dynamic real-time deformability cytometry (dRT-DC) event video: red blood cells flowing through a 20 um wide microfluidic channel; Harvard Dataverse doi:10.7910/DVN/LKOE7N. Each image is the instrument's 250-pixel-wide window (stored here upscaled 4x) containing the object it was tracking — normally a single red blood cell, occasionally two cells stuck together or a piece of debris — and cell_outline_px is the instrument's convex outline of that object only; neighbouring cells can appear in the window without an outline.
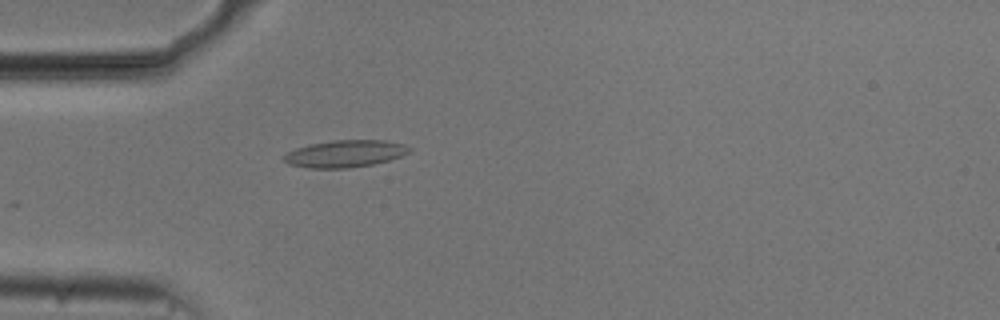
{"species": "common noctule bat (a hibernating species)", "species_latin": "Nyctalus noctula", "temperature_condition": "cold", "stored_images_in_passage": 17, "camera_frame_rate_fps": 3000, "um_per_image_px": 0.085, "animal": {"sex": "male", "body_mass_g": 20.5, "forearm_length_mm": 52.5}, "frame": {"image": 1, "passage_image": 3, "time_ms": 0.667, "image_size_px": [1000, 320], "cell_outline_px": [[412, 148], [408, 152], [400, 156], [388, 160], [372, 164], [348, 168], [308, 168], [288, 164], [280, 156], [296, 148], [308, 144], [332, 140], [384, 140], [404, 144]], "centroid_in_image_um": [29.28, 13.06], "position_along_channel_um": 55.7, "area_um2": 19.83}}
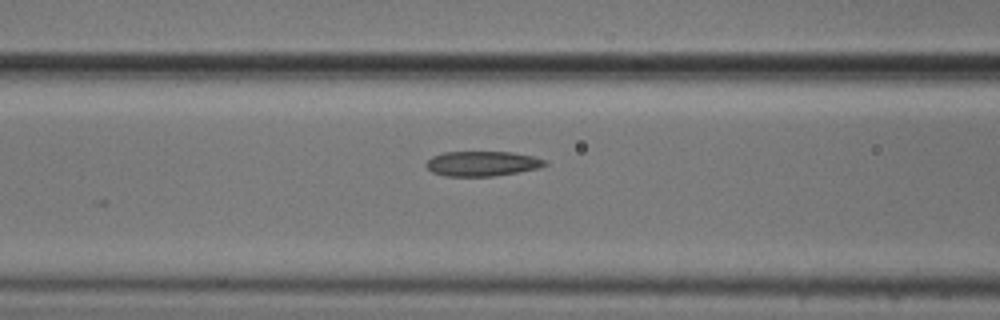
{"frame": {"image": 2, "passage_image": 9, "time_ms": 2.667, "image_size_px": [1000, 320], "cell_outline_px": [[548, 164], [540, 168], [520, 172], [492, 176], [444, 176], [432, 172], [424, 164], [432, 156], [444, 152], [512, 152], [532, 156], [548, 160]], "centroid_in_image_um": [41.01, 13.91], "position_along_channel_um": 125.6, "area_um2": 17.4}}
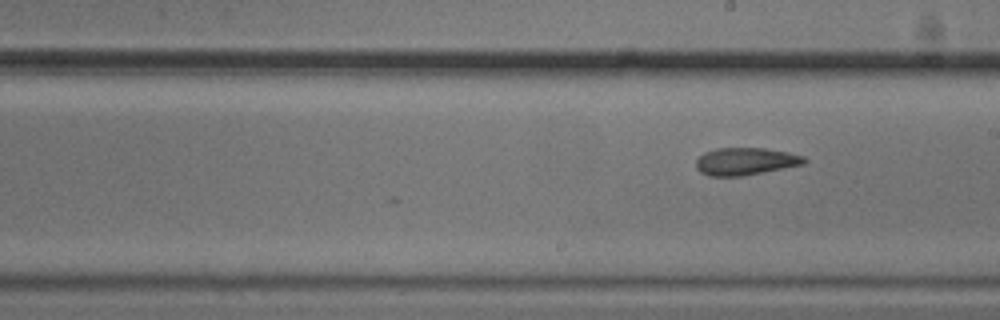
{"frame": {"image": 3, "passage_image": 17, "time_ms": 5.333, "image_size_px": [1000, 320], "cell_outline_px": [[808, 160], [804, 164], [744, 176], [708, 176], [700, 172], [696, 168], [696, 160], [704, 152], [716, 148], [764, 148], [788, 152], [804, 156]], "centroid_in_image_um": [63.36, 13.72], "position_along_channel_um": 225.6, "area_um2": 17.4}}